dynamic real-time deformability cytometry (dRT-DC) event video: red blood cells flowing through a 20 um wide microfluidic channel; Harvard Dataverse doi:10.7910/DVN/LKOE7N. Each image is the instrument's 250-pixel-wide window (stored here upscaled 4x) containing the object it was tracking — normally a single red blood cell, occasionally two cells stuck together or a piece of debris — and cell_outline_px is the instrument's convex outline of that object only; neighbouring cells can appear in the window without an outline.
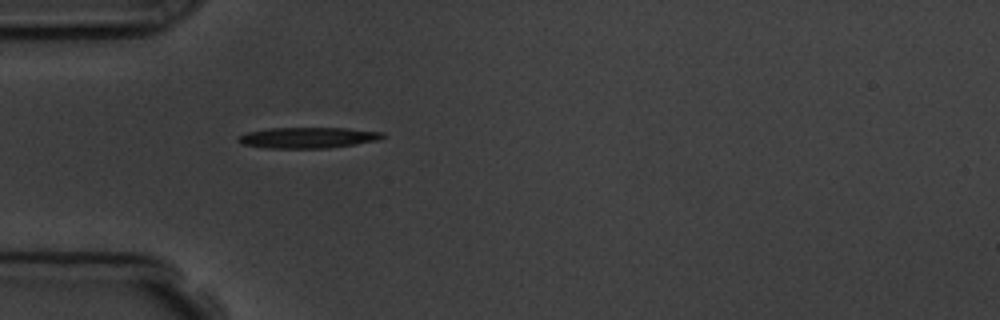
{"species": "common noctule bat (a hibernating species)", "species_latin": "Nyctalus noctula", "temperature_condition": "room temperature", "stored_images_in_passage": 1, "camera_frame_rate_fps": 3000, "um_per_image_px": 0.085, "animal": {"sex": "male", "body_mass_g": 19.5, "forearm_length_mm": 54.6}, "frame": {"image": 1, "passage_image": 1, "time_ms": 0.0, "image_size_px": [1000, 320], "cell_outline_px": [[384, 136], [380, 140], [356, 144], [328, 148], [264, 148], [240, 144], [236, 140], [240, 136], [248, 132], [268, 128], [348, 128], [384, 132]], "centroid_in_image_um": [26.18, 11.7], "position_along_channel_um": 58.8, "area_um2": 17.69}}